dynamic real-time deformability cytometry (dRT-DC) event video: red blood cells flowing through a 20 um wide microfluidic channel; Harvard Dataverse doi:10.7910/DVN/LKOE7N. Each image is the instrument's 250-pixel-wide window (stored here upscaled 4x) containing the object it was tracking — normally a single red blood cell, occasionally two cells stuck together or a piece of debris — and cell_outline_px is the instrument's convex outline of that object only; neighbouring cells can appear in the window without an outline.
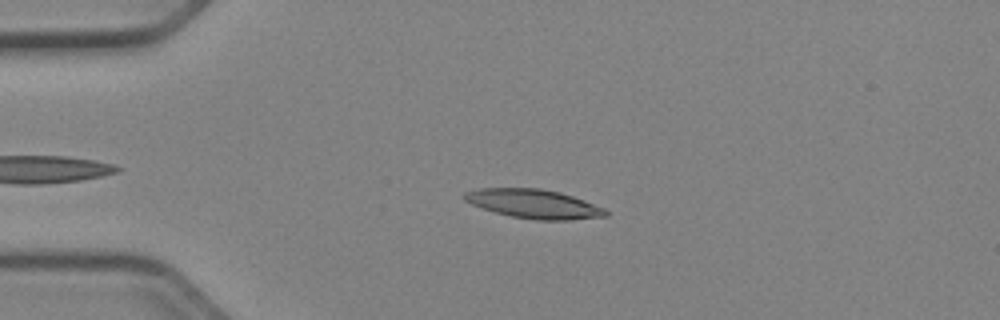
{"species": "Egyptian fruit bat (a non-hibernating species)", "species_latin": "Rousettus aegyptiacus", "temperature_condition": "cold", "stored_images_in_passage": 42, "camera_frame_rate_fps": 3000, "um_per_image_px": 0.085, "animal": {"sex": "female"}, "frame": {"image": 1, "passage_image": 9, "time_ms": 2.667, "image_size_px": [1000, 320], "cell_outline_px": [[608, 216], [568, 220], [536, 220], [512, 216], [496, 212], [472, 204], [464, 200], [464, 192], [480, 188], [540, 188], [560, 192], [584, 200], [604, 208], [608, 212]], "centroid_in_image_um": [45.39, 17.32], "position_along_channel_um": 39.6, "area_um2": 23.7}}
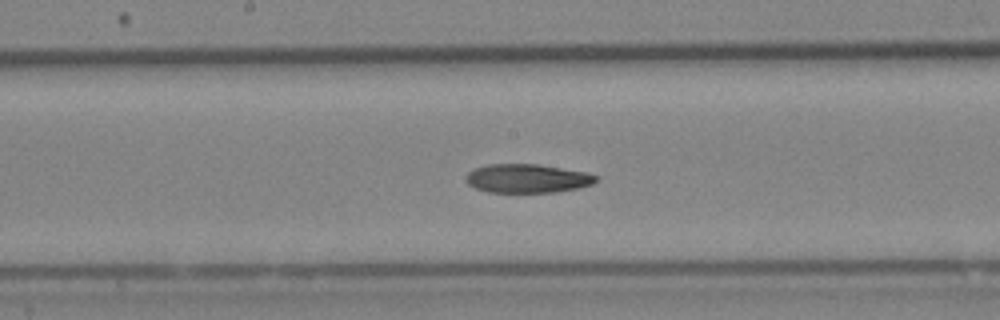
{"frame": {"image": 2, "passage_image": 24, "time_ms": 7.667, "image_size_px": [1000, 320], "cell_outline_px": [[596, 180], [592, 184], [580, 188], [556, 192], [488, 192], [476, 188], [468, 184], [464, 180], [464, 176], [472, 168], [484, 164], [536, 164], [584, 172], [596, 176]], "centroid_in_image_um": [44.73, 15.16], "position_along_channel_um": 203.5, "area_um2": 21.85}}
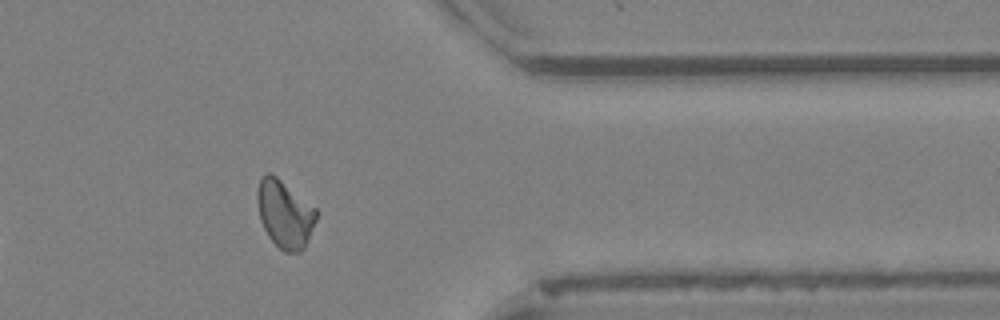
{"frame": {"image": 3, "passage_image": 39, "time_ms": 12.667, "image_size_px": [1000, 320], "cell_outline_px": [[316, 220], [308, 240], [304, 248], [300, 252], [284, 252], [268, 236], [260, 220], [256, 200], [256, 192], [260, 176], [264, 172], [268, 172], [276, 176], [316, 208]], "centroid_in_image_um": [24.17, 18.17], "position_along_channel_um": 387.2, "area_um2": 23.29}, "authors_computed_cell_mechanics": {"area_um2": 22.9755, "velocity_mm_per_s": 3.9326, "shape_relaxation_time_tau1_ms": null, "shape_relaxation_time_tau2_ms": 4.294, "deformation_change_tau1": null, "deformation_change_tau2": 0.1124}}